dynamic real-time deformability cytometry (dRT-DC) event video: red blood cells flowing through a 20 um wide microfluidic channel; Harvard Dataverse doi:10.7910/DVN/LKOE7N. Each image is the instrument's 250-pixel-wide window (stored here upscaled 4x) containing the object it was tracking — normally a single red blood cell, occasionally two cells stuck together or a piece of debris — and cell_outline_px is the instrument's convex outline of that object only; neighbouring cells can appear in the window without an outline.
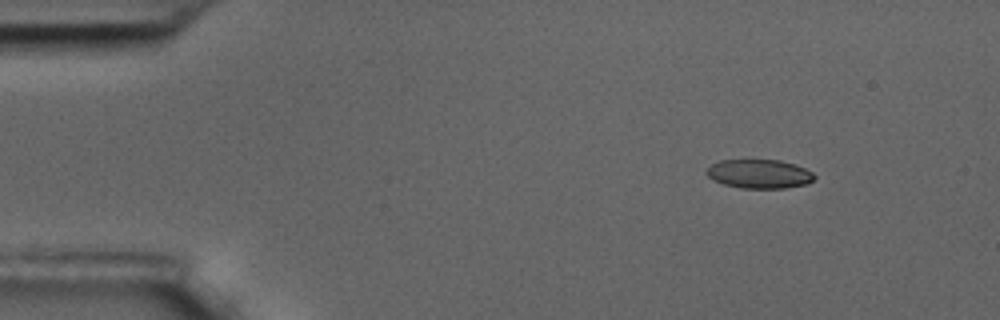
{"species": "common noctule bat (a hibernating species)", "species_latin": "Nyctalus noctula", "temperature_condition": "room temperature", "stored_images_in_passage": 4, "camera_frame_rate_fps": 3000, "um_per_image_px": 0.085, "animal": {"sex": "male", "body_mass_g": 17.5, "forearm_length_mm": 52.3}, "frame": {"image": 1, "passage_image": 1, "time_ms": 0.0, "image_size_px": [1000, 320], "cell_outline_px": [[816, 176], [812, 180], [804, 184], [784, 188], [740, 188], [724, 184], [712, 180], [704, 172], [712, 164], [720, 160], [780, 160], [796, 164], [812, 172]], "centroid_in_image_um": [64.51, 14.77], "position_along_channel_um": 20.5, "area_um2": 18.15}}
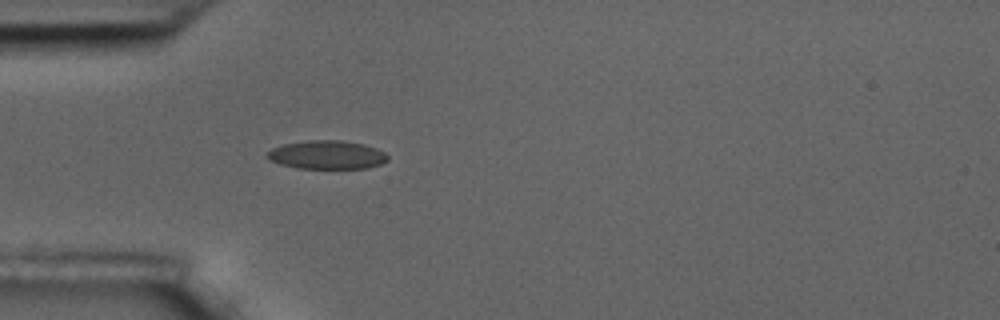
{"frame": {"image": 2, "passage_image": 4, "time_ms": 1.0, "image_size_px": [1000, 320], "cell_outline_px": [[388, 160], [380, 164], [368, 168], [296, 168], [280, 164], [268, 160], [264, 156], [264, 152], [272, 148], [284, 144], [308, 140], [340, 140], [364, 144], [376, 148], [384, 152], [388, 156]], "centroid_in_image_um": [27.74, 13.16], "position_along_channel_um": 57.3, "area_um2": 20.23}}